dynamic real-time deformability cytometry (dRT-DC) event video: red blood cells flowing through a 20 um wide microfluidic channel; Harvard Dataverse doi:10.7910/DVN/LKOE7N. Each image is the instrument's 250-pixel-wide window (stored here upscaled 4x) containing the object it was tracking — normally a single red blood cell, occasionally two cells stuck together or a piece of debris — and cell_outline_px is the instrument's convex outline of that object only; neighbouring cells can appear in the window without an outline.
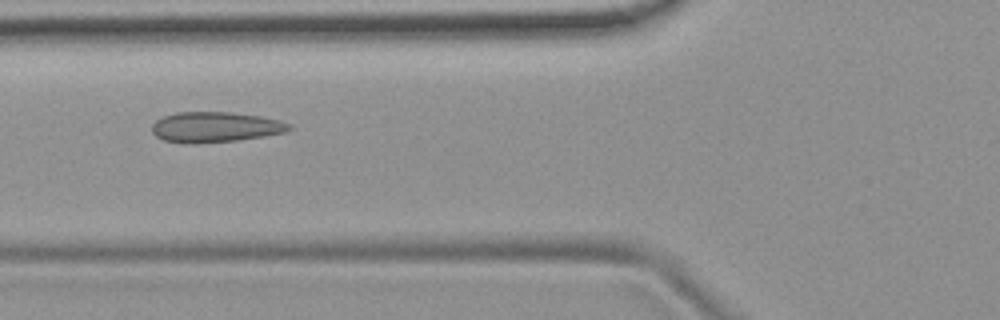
{"species": "common noctule bat (a hibernating species)", "species_latin": "Nyctalus noctula", "temperature_condition": "room temperature", "stored_images_in_passage": 7, "camera_frame_rate_fps": 3000, "um_per_image_px": 0.085, "animal": {"sex": "female", "body_mass_g": 19.9}, "frame": {"image": 1, "passage_image": 6, "time_ms": 1.667, "image_size_px": [1000, 320], "cell_outline_px": [[292, 128], [284, 132], [236, 140], [196, 144], [184, 144], [164, 140], [156, 136], [152, 132], [152, 124], [156, 120], [164, 116], [176, 112], [232, 112], [260, 116], [280, 120], [292, 124]], "centroid_in_image_um": [18.26, 10.8], "position_along_channel_um": 107.5, "area_um2": 24.33}}
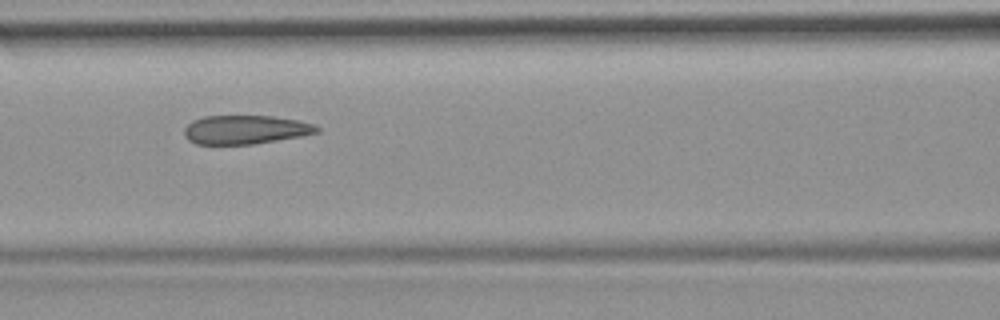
{"frame": {"image": 2, "passage_image": 7, "time_ms": 2.0, "image_size_px": [1000, 320], "cell_outline_px": [[320, 132], [300, 136], [252, 144], [196, 144], [188, 140], [184, 136], [184, 128], [192, 120], [204, 116], [272, 116], [300, 120], [316, 124], [320, 128]], "centroid_in_image_um": [20.87, 11.01], "position_along_channel_um": 145.7, "area_um2": 22.37}}